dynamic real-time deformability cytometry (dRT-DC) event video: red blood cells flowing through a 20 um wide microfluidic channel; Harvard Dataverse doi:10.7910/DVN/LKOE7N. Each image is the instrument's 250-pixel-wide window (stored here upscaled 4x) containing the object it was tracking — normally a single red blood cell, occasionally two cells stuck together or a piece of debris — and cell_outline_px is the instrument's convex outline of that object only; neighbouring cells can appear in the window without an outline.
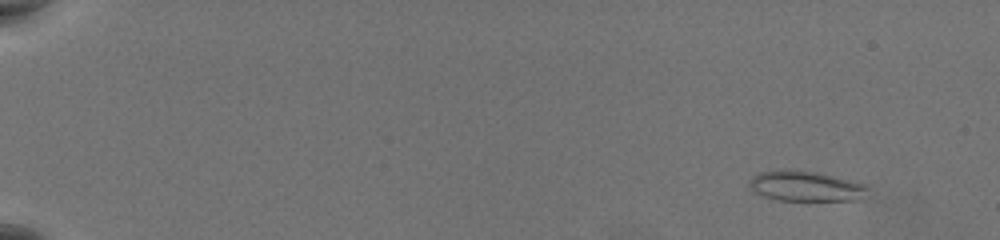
{"species": "common noctule bat (a hibernating species)", "species_latin": "Nyctalus noctula", "temperature_condition": "warm", "stored_images_in_passage": 27, "camera_frame_rate_fps": 3000, "um_per_image_px": 0.085, "animal": {"sex": "female", "body_mass_g": 19.5, "forearm_length_mm": 54.1}, "frame": {"image": 1, "passage_image": 3, "time_ms": 0.667, "image_size_px": [1000, 240], "cell_outline_px": [[868, 188], [852, 200], [780, 200], [760, 196], [752, 192], [748, 184], [752, 176], [760, 172], [788, 168], [816, 172], [868, 184]], "centroid_in_image_um": [68.35, 15.8], "position_along_channel_um": 16.6, "area_um2": 20.81}}
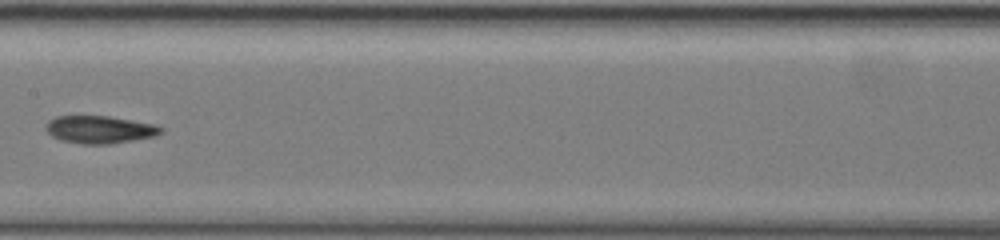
{"frame": {"image": 2, "passage_image": 18, "time_ms": 5.667, "image_size_px": [1000, 240], "cell_outline_px": [[164, 132], [156, 136], [108, 144], [80, 144], [60, 140], [52, 136], [44, 128], [48, 120], [56, 116], [108, 116], [152, 124], [164, 128]], "centroid_in_image_um": [8.45, 11.01], "position_along_channel_um": 199.0, "area_um2": 18.5}}
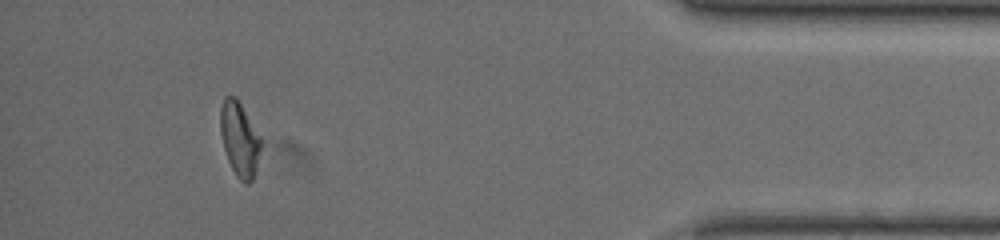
{"frame": {"image": 3, "passage_image": 26, "time_ms": 8.333, "image_size_px": [1000, 240], "cell_outline_px": [[260, 148], [256, 168], [252, 180], [248, 184], [244, 184], [236, 176], [228, 160], [224, 148], [220, 132], [220, 108], [224, 96], [236, 96], [260, 136]], "centroid_in_image_um": [20.34, 11.81], "position_along_channel_um": 414.9, "area_um2": 17.4}}